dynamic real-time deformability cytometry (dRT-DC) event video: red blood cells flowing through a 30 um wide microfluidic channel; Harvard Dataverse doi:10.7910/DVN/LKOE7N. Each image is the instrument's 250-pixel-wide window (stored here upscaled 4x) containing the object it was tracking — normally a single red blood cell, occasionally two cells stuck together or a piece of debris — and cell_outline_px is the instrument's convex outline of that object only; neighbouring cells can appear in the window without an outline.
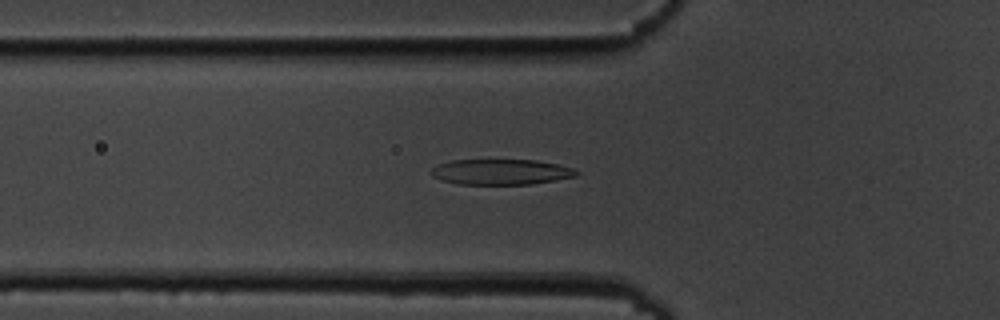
{"species": "common noctule bat (a hibernating species)", "species_latin": "Nyctalus noctula", "temperature_condition": "cold", "stored_images_in_passage": 53, "camera_frame_rate_fps": 3000, "um_per_image_px": 0.085, "animal": {"sex": "male", "body_mass_g": 19.5, "forearm_length_mm": 54.6}, "frame": {"image": 1, "passage_image": 17, "time_ms": 5.333, "image_size_px": [1000, 320], "cell_outline_px": [[580, 172], [576, 176], [556, 180], [532, 184], [456, 184], [440, 180], [432, 176], [432, 168], [440, 164], [452, 160], [536, 160], [556, 164], [572, 168]], "centroid_in_image_um": [42.58, 14.62], "position_along_channel_um": 83.2, "area_um2": 21.5}}
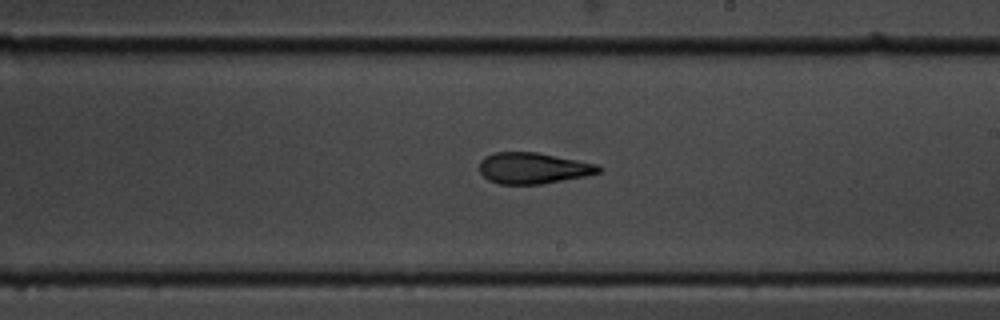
{"frame": {"image": 2, "passage_image": 30, "time_ms": 9.667, "image_size_px": [1000, 320], "cell_outline_px": [[604, 168], [600, 172], [584, 176], [540, 184], [500, 184], [488, 180], [480, 172], [480, 160], [484, 156], [492, 152], [536, 152], [600, 164]], "centroid_in_image_um": [45.32, 14.28], "position_along_channel_um": 243.7, "area_um2": 21.73}}
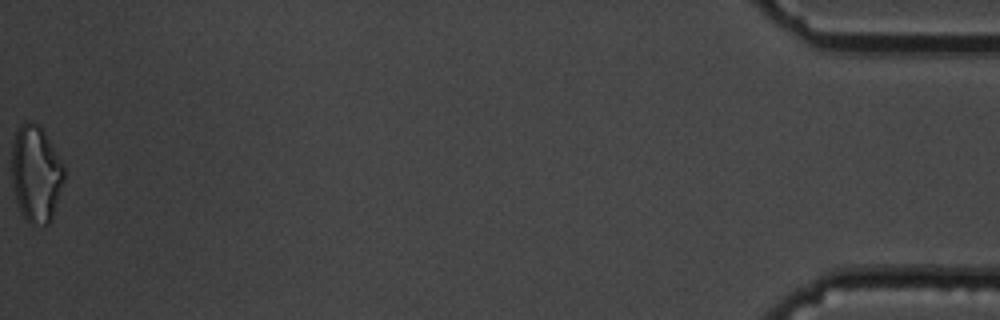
{"frame": {"image": 3, "passage_image": 53, "time_ms": 17.333, "image_size_px": [1000, 320], "cell_outline_px": [[64, 176], [52, 220], [48, 224], [32, 224], [20, 212], [16, 200], [12, 184], [12, 140], [20, 124], [32, 120], [44, 132], [56, 152], [64, 168]], "centroid_in_image_um": [3.03, 14.77], "position_along_channel_um": 432.2, "area_um2": 29.19}, "authors_computed_cell_mechanics": {"area_um2": 22.4264, "velocity_mm_per_s": 3.7019, "shape_relaxation_time_tau1_ms": 5.0914, "shape_relaxation_time_tau2_ms": 2.3407, "deformation_change_tau1": 0.1797, "deformation_change_tau2": 0.1192}}